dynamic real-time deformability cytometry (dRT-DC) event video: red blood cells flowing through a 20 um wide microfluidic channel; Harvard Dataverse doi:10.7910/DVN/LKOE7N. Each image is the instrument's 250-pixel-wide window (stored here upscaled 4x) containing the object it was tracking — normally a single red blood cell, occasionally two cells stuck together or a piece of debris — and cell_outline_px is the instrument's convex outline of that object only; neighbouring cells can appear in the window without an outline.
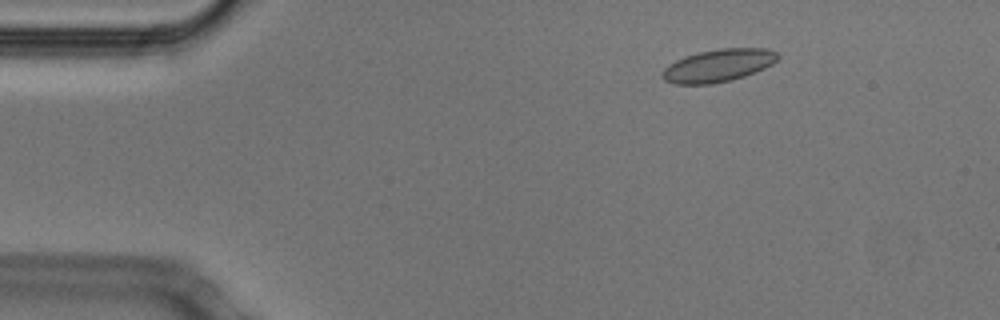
{"species": "Egyptian fruit bat (a non-hibernating species)", "species_latin": "Rousettus aegyptiacus", "temperature_condition": "cold", "stored_images_in_passage": 46, "camera_frame_rate_fps": 3000, "um_per_image_px": 0.085, "animal": {"sex": "male"}, "frame": {"image": 1, "passage_image": 1, "time_ms": 0.0, "image_size_px": [1000, 320], "cell_outline_px": [[780, 56], [772, 64], [756, 72], [732, 80], [712, 84], [676, 84], [664, 80], [660, 72], [668, 64], [684, 56], [716, 48], [768, 48], [776, 52]], "centroid_in_image_um": [61.04, 5.56], "position_along_channel_um": 24.0, "area_um2": 22.14}}
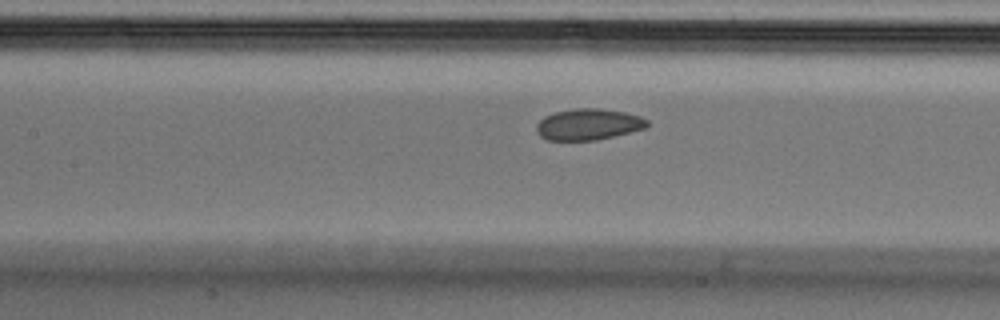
{"frame": {"image": 2, "passage_image": 17, "time_ms": 5.333, "image_size_px": [1000, 320], "cell_outline_px": [[648, 128], [596, 140], [548, 140], [540, 136], [536, 132], [536, 124], [544, 116], [556, 112], [576, 108], [600, 108], [624, 112], [640, 116], [648, 120]], "centroid_in_image_um": [50.02, 10.57], "position_along_channel_um": 157.4, "area_um2": 20.23}}
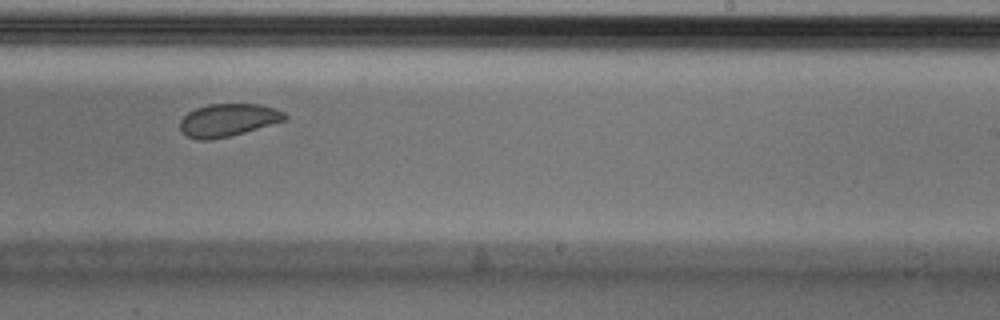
{"frame": {"image": 3, "passage_image": 26, "time_ms": 8.333, "image_size_px": [1000, 320], "cell_outline_px": [[288, 116], [284, 120], [244, 132], [228, 136], [208, 140], [196, 140], [188, 136], [180, 128], [180, 120], [188, 112], [196, 108], [208, 104], [260, 104], [276, 108], [284, 112]], "centroid_in_image_um": [19.37, 10.19], "position_along_channel_um": 269.6, "area_um2": 19.77}, "authors_computed_cell_mechanics": {"area_um2": 21.1259, "velocity_mm_per_s": 3.7544, "shape_relaxation_time_tau1_ms": 5.0092, "shape_relaxation_time_tau2_ms": 1.8384, "deformation_change_tau1": 0.0859, "deformation_change_tau2": 0.0399}}